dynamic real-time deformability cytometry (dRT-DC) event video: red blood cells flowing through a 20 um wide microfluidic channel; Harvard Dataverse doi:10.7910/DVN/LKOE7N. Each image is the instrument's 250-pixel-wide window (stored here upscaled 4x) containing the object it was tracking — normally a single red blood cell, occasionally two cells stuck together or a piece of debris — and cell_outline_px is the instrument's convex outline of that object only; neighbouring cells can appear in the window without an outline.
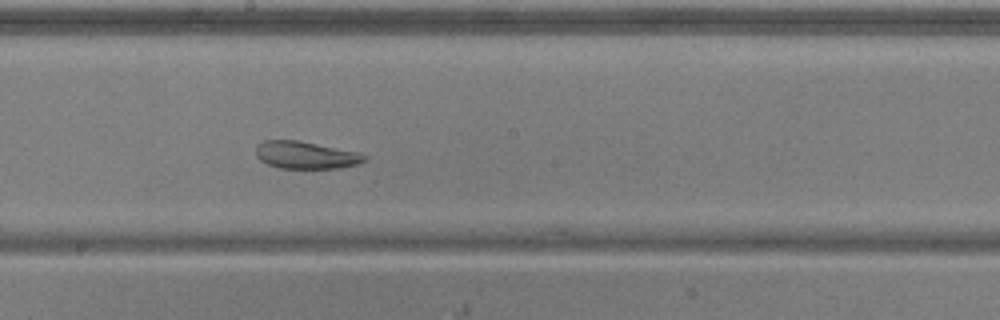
{"species": "common noctule bat (a hibernating species)", "species_latin": "Nyctalus noctula", "temperature_condition": "warm", "stored_images_in_passage": 36, "camera_frame_rate_fps": 3000, "um_per_image_px": 0.085, "animal": {"sex": "male", "body_mass_g": 20.5, "forearm_length_mm": 52.5}, "frame": {"image": 1, "passage_image": 16, "time_ms": 5.0, "image_size_px": [1000, 320], "cell_outline_px": [[368, 160], [356, 164], [340, 168], [280, 168], [268, 164], [260, 160], [256, 156], [256, 144], [264, 140], [296, 140], [356, 152], [368, 156]], "centroid_in_image_um": [25.96, 13.18], "position_along_channel_um": 222.2, "area_um2": 17.17}, "authors_computed_cell_mechanics": {"area_um2": 20.1722, "velocity_mm_per_s": 3.7911, "shape_relaxation_time_tau1_ms": null, "shape_relaxation_time_tau2_ms": 3.2432, "deformation_change_tau1": null, "deformation_change_tau2": 0.0894}}